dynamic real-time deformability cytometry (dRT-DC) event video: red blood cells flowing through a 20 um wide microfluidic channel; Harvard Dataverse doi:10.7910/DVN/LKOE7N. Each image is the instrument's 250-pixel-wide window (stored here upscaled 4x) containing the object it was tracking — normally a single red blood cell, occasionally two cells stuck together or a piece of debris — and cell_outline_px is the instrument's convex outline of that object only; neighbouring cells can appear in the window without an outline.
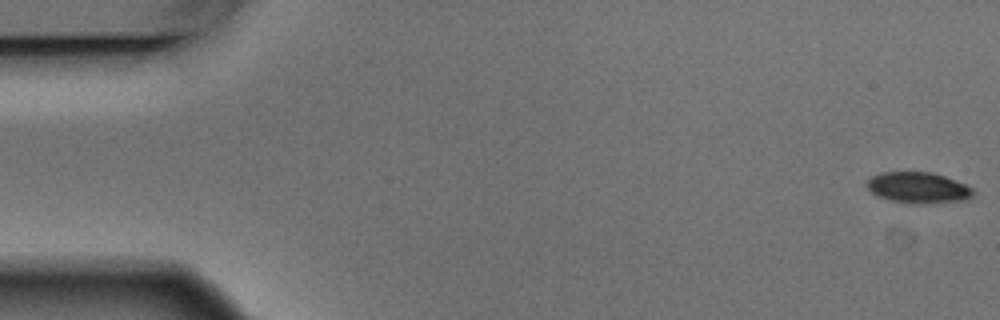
{"species": "Egyptian fruit bat (a non-hibernating species)", "species_latin": "Rousettus aegyptiacus", "temperature_condition": "warm", "stored_images_in_passage": 6, "camera_frame_rate_fps": 3000, "um_per_image_px": 0.085, "animal": {"sex": "male"}, "frame": {"image": 1, "passage_image": 1, "time_ms": 0.0, "image_size_px": [1000, 320], "cell_outline_px": [[976, 192], [972, 196], [964, 200], [912, 204], [892, 200], [880, 196], [872, 192], [868, 188], [868, 180], [872, 176], [880, 172], [932, 172], [944, 176], [964, 184], [972, 188]], "centroid_in_image_um": [78.06, 15.94], "position_along_channel_um": 6.9, "area_um2": 18.84}}
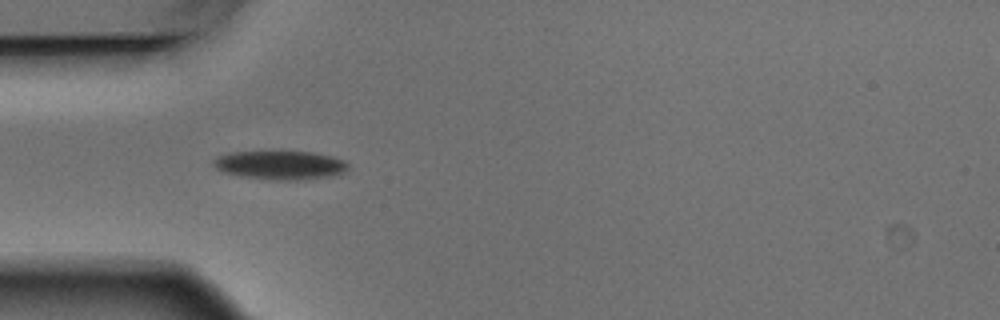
{"frame": {"image": 2, "passage_image": 5, "time_ms": 1.333, "image_size_px": [1000, 320], "cell_outline_px": [[348, 168], [340, 176], [304, 180], [276, 180], [240, 176], [224, 172], [216, 168], [212, 164], [212, 160], [228, 152], [312, 152], [332, 156], [344, 160], [348, 164]], "centroid_in_image_um": [23.88, 14.05], "position_along_channel_um": 61.1, "area_um2": 22.77}}
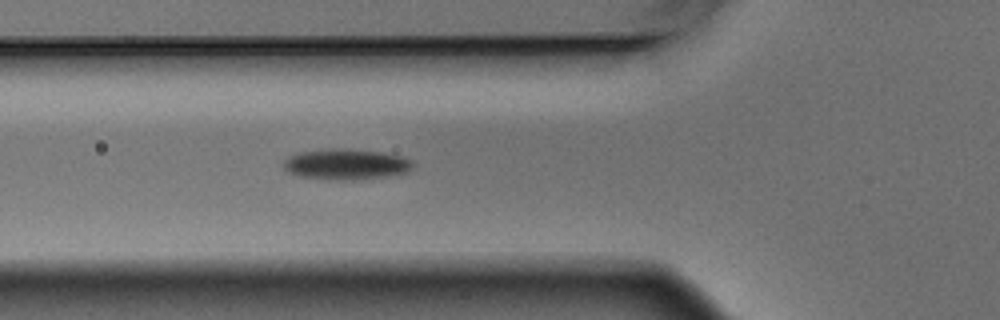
{"frame": {"image": 3, "passage_image": 6, "time_ms": 1.667, "image_size_px": [1000, 320], "cell_outline_px": [[416, 164], [408, 172], [388, 176], [356, 180], [328, 180], [300, 176], [288, 172], [284, 168], [284, 160], [288, 156], [296, 152], [328, 148], [348, 148], [384, 152], [400, 156], [412, 160]], "centroid_in_image_um": [29.42, 13.95], "position_along_channel_um": 96.4, "area_um2": 23.7}}